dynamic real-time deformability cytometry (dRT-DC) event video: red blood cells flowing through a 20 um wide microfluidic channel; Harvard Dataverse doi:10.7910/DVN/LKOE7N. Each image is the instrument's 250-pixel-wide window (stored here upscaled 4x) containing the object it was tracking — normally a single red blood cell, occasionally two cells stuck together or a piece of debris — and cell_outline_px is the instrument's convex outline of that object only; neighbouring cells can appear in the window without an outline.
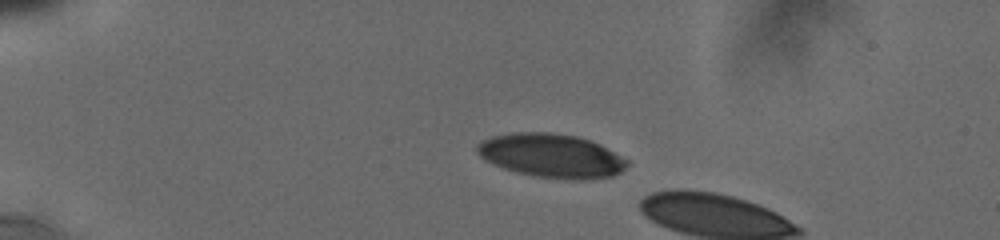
{"species": "human", "species_latin": "Homo sapiens", "temperature_condition": "cold", "stored_images_in_passage": 3, "camera_frame_rate_fps": 3000, "um_per_image_px": 0.085, "donor": {"sex": "male"}, "frame": {"image": 1, "passage_image": 1, "time_ms": 0.0, "image_size_px": [1000, 240], "cell_outline_px": [[628, 164], [620, 172], [612, 176], [580, 180], [536, 176], [516, 172], [504, 168], [484, 160], [476, 152], [476, 144], [480, 140], [492, 136], [512, 132], [552, 132], [576, 136], [600, 144], [628, 160]], "centroid_in_image_um": [46.82, 13.22], "position_along_channel_um": 38.2, "area_um2": 38.26}}